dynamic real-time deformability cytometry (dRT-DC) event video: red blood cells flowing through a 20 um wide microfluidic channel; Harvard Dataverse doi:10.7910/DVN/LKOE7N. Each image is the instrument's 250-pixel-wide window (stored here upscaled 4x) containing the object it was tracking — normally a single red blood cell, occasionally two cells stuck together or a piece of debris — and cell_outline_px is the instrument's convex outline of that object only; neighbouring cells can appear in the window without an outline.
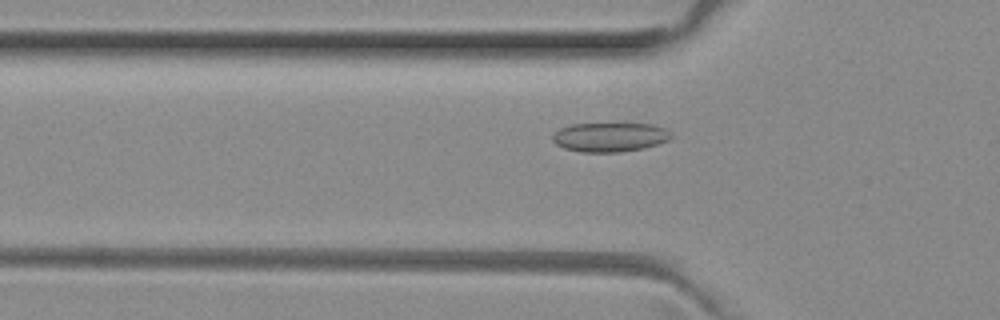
{"species": "common noctule bat (a hibernating species)", "species_latin": "Nyctalus noctula", "temperature_condition": "room temperature", "stored_images_in_passage": 52, "camera_frame_rate_fps": 3000, "um_per_image_px": 0.085, "animal": {"sex": "female", "body_mass_g": 29.2, "forearm_length_mm": 56.3}, "frame": {"image": 1, "passage_image": 17, "time_ms": 5.333, "image_size_px": [1000, 320], "cell_outline_px": [[672, 136], [668, 140], [644, 148], [620, 152], [580, 152], [564, 148], [556, 144], [552, 140], [552, 136], [560, 128], [572, 124], [652, 124], [668, 128]], "centroid_in_image_um": [51.85, 11.65], "position_along_channel_um": 74.0, "area_um2": 20.17}}
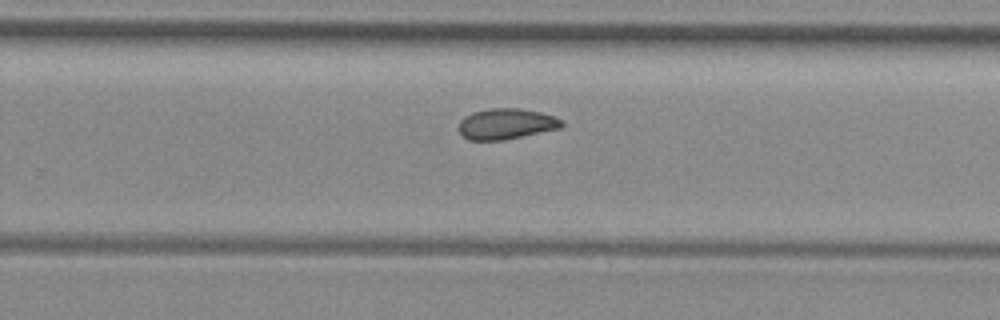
{"frame": {"image": 2, "passage_image": 33, "time_ms": 10.667, "image_size_px": [1000, 320], "cell_outline_px": [[564, 124], [560, 128], [504, 140], [468, 140], [460, 132], [460, 120], [464, 116], [472, 112], [488, 108], [520, 108], [540, 112], [564, 120]], "centroid_in_image_um": [43.03, 10.52], "position_along_channel_um": 286.8, "area_um2": 18.44}}
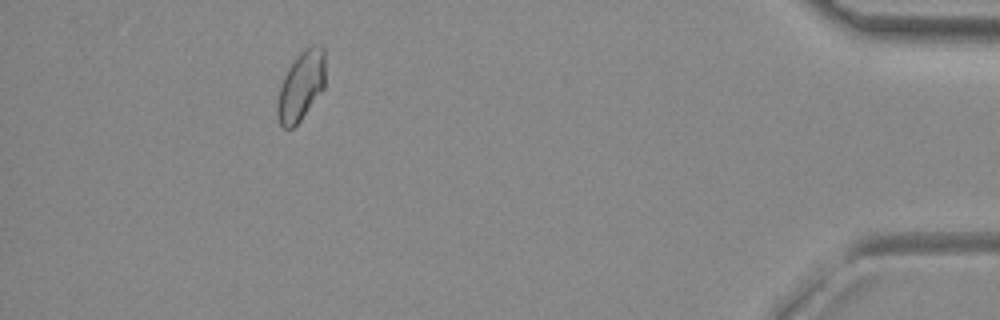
{"frame": {"image": 3, "passage_image": 47, "time_ms": 15.333, "image_size_px": [1000, 320], "cell_outline_px": [[324, 88], [300, 120], [292, 128], [284, 128], [280, 124], [276, 112], [276, 104], [280, 84], [288, 68], [296, 56], [304, 48], [312, 44], [320, 44], [324, 48]], "centroid_in_image_um": [25.57, 7.27], "position_along_channel_um": 409.6, "area_um2": 19.42}, "authors_computed_cell_mechanics": {"area_um2": 19.2763, "velocity_mm_per_s": 3.9964, "shape_relaxation_time_tau1_ms": null, "shape_relaxation_time_tau2_ms": 1.8017, "deformation_change_tau1": null, "deformation_change_tau2": 0.0413}}